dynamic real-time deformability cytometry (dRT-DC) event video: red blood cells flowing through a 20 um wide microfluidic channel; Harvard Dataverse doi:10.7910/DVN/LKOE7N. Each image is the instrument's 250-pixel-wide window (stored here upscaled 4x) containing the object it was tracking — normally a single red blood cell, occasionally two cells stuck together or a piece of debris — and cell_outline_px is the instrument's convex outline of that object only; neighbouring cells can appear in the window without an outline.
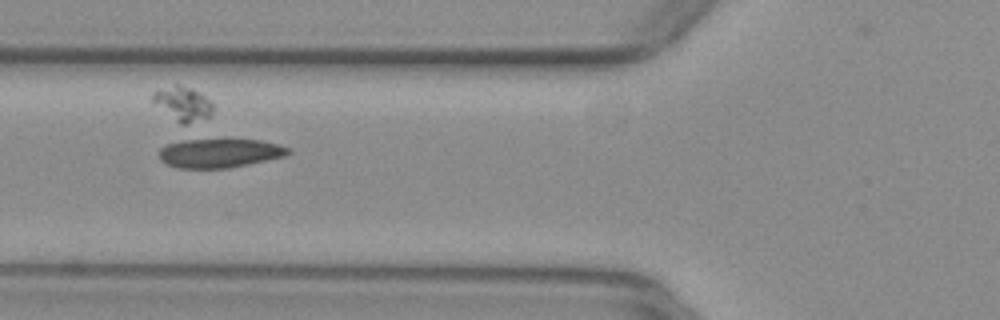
{"species": "common noctule bat (a hibernating species)", "species_latin": "Nyctalus noctula", "temperature_condition": "warm", "stored_images_in_passage": 39, "camera_frame_rate_fps": 3000, "um_per_image_px": 0.085, "animal": {"sex": "female", "body_mass_g": 29.2, "forearm_length_mm": 56.3}, "frame": {"image": 1, "passage_image": 7, "time_ms": 2.0, "image_size_px": [1000, 320], "cell_outline_px": [[292, 152], [284, 156], [248, 164], [228, 168], [180, 168], [168, 164], [160, 160], [160, 148], [168, 144], [188, 136], [228, 136], [260, 140], [280, 144], [292, 148]], "centroid_in_image_um": [18.67, 12.92], "position_along_channel_um": 107.1, "area_um2": 23.47}}
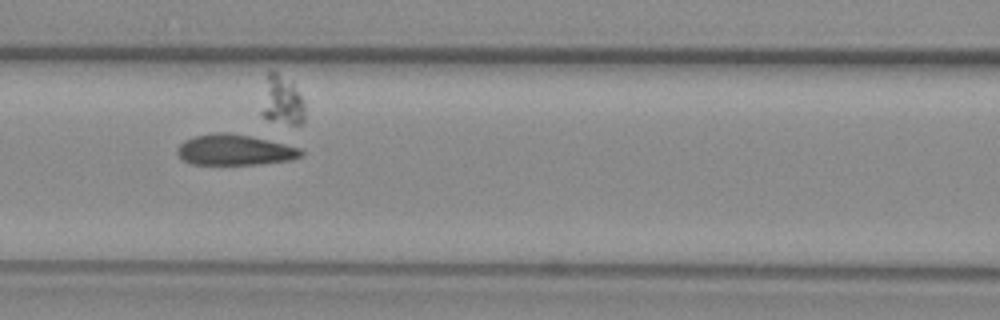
{"frame": {"image": 2, "passage_image": 10, "time_ms": 3.0, "image_size_px": [1000, 320], "cell_outline_px": [[304, 152], [300, 156], [288, 160], [260, 164], [192, 164], [184, 160], [176, 152], [176, 148], [184, 140], [196, 136], [216, 132], [228, 132], [252, 136], [300, 148]], "centroid_in_image_um": [19.92, 12.73], "position_along_channel_um": 146.7, "area_um2": 21.96}}
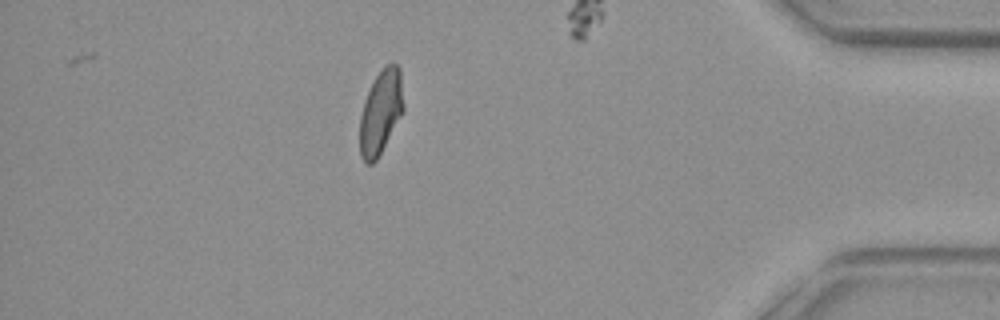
{"frame": {"image": 3, "passage_image": 33, "time_ms": 10.667, "image_size_px": [1000, 320], "cell_outline_px": [[404, 112], [376, 160], [372, 164], [368, 164], [360, 156], [360, 116], [364, 100], [376, 76], [392, 60], [400, 68], [404, 104]], "centroid_in_image_um": [32.38, 9.52], "position_along_channel_um": 402.8, "area_um2": 21.39}, "authors_computed_cell_mechanics": {"area_um2": 22.1952, "velocity_mm_per_s": 3.937, "shape_relaxation_time_tau1_ms": null, "shape_relaxation_time_tau2_ms": 1.5342, "deformation_change_tau1": null, "deformation_change_tau2": 0.0512}}